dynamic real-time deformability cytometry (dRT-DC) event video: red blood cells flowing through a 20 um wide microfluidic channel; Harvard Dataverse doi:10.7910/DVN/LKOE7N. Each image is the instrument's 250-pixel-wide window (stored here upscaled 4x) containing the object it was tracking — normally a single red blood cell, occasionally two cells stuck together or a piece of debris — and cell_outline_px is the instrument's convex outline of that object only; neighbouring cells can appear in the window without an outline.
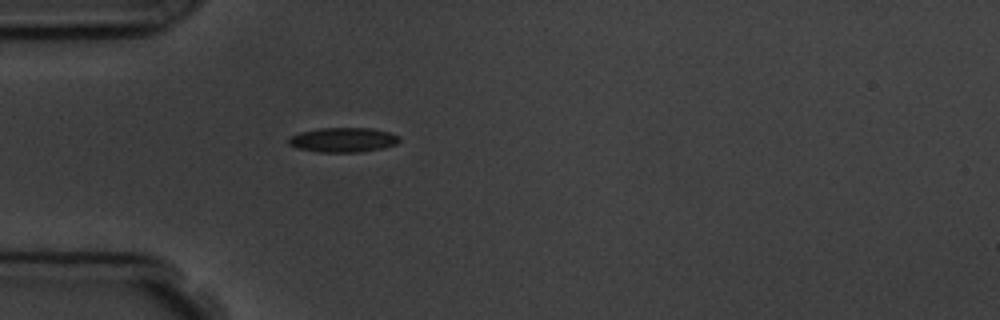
{"species": "common noctule bat (a hibernating species)", "species_latin": "Nyctalus noctula", "temperature_condition": "room temperature", "stored_images_in_passage": 1, "camera_frame_rate_fps": 3000, "um_per_image_px": 0.085, "animal": {"sex": "male", "body_mass_g": 19.5, "forearm_length_mm": 54.6}, "frame": {"image": 1, "passage_image": 1, "time_ms": 0.0, "image_size_px": [1000, 320], "cell_outline_px": [[400, 140], [396, 144], [384, 148], [360, 152], [320, 152], [296, 148], [288, 144], [288, 136], [300, 132], [320, 128], [372, 128], [388, 132], [400, 136]], "centroid_in_image_um": [29.15, 11.89], "position_along_channel_um": 55.9, "area_um2": 16.01}}